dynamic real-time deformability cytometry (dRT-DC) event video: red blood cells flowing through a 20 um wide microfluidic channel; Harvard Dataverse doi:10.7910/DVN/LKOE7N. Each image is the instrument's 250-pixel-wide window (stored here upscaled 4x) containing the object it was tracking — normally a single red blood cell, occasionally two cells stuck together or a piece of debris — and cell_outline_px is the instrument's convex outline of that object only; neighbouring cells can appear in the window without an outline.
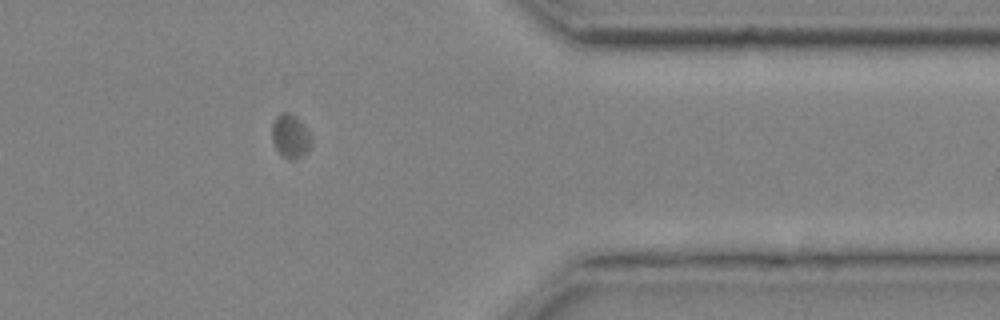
{"species": "common noctule bat (a hibernating species)", "species_latin": "Nyctalus noctula", "temperature_condition": "cold", "stored_images_in_passage": 42, "camera_frame_rate_fps": 3000, "um_per_image_px": 0.085, "animal": {"sex": "male", "body_mass_g": 20.4}, "frame": {"image": 1, "passage_image": 35, "time_ms": 11.333, "image_size_px": [1000, 320], "cell_outline_px": [[312, 140], [304, 156], [296, 160], [288, 160], [276, 148], [272, 140], [272, 124], [276, 116], [280, 112], [288, 112], [296, 116], [312, 136]], "centroid_in_image_um": [24.69, 11.58], "position_along_channel_um": 386.7, "area_um2": 10.06}}